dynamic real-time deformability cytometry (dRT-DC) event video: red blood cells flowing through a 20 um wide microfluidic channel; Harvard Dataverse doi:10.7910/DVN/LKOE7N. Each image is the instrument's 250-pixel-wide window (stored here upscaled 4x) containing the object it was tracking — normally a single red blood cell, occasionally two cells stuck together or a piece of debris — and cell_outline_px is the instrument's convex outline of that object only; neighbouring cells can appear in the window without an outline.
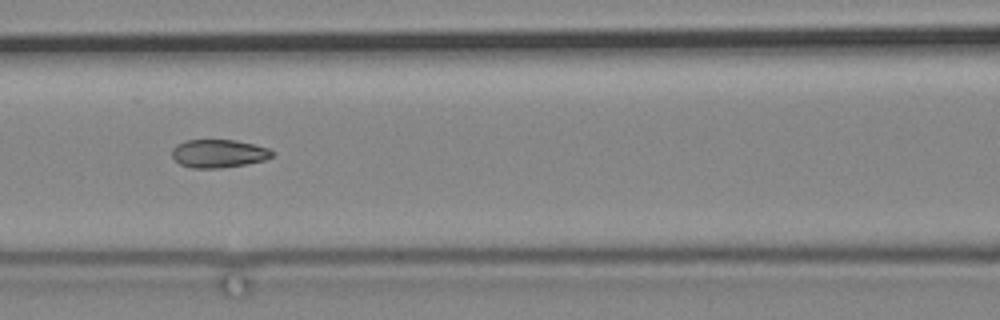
{"species": "common noctule bat (a hibernating species)", "species_latin": "Nyctalus noctula", "temperature_condition": "cold", "stored_images_in_passage": 10, "camera_frame_rate_fps": 3000, "um_per_image_px": 0.085, "animal": {"sex": "male", "body_mass_g": 19.2, "forearm_length_mm": 51.8}, "frame": {"image": 1, "passage_image": 9, "time_ms": 10.333, "image_size_px": [1000, 320], "cell_outline_px": [[276, 152], [272, 156], [264, 160], [244, 164], [216, 168], [192, 168], [180, 164], [172, 156], [172, 148], [176, 144], [184, 140], [236, 140], [268, 148]], "centroid_in_image_um": [18.56, 13.04], "position_along_channel_um": 148.0, "area_um2": 16.36}}
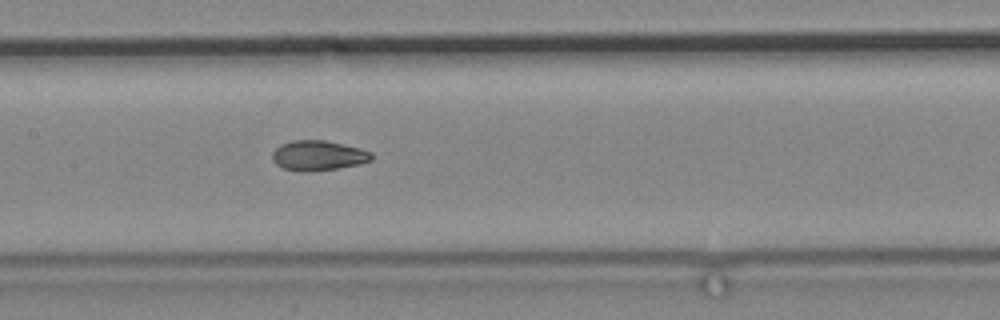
{"frame": {"image": 2, "passage_image": 10, "time_ms": 11.333, "image_size_px": [1000, 320], "cell_outline_px": [[372, 160], [340, 168], [284, 168], [276, 164], [272, 160], [272, 152], [280, 144], [292, 140], [324, 140], [344, 144], [360, 148], [372, 152]], "centroid_in_image_um": [27.07, 13.15], "position_along_channel_um": 180.3, "area_um2": 16.53}}